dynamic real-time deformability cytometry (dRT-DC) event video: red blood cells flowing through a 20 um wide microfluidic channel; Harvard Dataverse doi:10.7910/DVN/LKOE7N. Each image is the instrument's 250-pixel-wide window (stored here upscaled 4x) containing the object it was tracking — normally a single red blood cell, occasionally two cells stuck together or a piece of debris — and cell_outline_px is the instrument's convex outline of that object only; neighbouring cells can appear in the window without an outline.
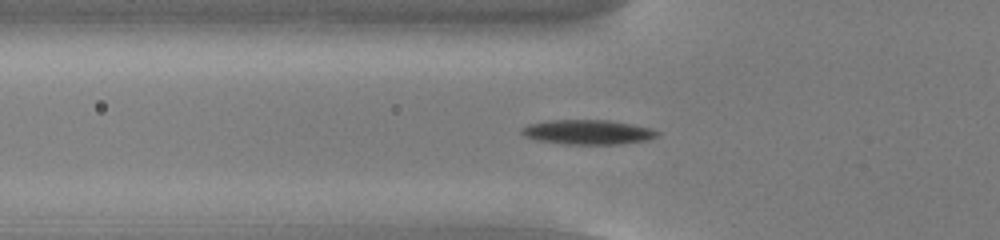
{"species": "common noctule bat (a hibernating species)", "species_latin": "Nyctalus noctula", "temperature_condition": "cold", "stored_images_in_passage": 54, "camera_frame_rate_fps": 3000, "um_per_image_px": 0.085, "animal": {"sex": "male", "body_mass_g": 13.0, "forearm_length_mm": 53.1}, "frame": {"image": 1, "passage_image": 19, "time_ms": 6.0, "image_size_px": [1000, 240], "cell_outline_px": [[660, 132], [656, 136], [644, 140], [620, 144], [568, 144], [536, 140], [524, 136], [520, 132], [520, 128], [528, 124], [548, 120], [608, 120], [632, 124], [652, 128]], "centroid_in_image_um": [49.92, 11.22], "position_along_channel_um": 75.9, "area_um2": 19.42}}
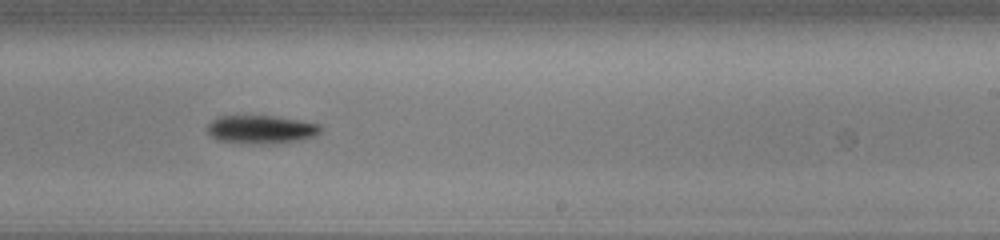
{"frame": {"image": 2, "passage_image": 34, "time_ms": 11.0, "image_size_px": [1000, 240], "cell_outline_px": [[324, 128], [316, 136], [304, 140], [276, 144], [252, 144], [216, 140], [208, 132], [208, 124], [212, 120], [220, 116], [276, 116], [300, 120], [320, 124]], "centroid_in_image_um": [22.27, 11.02], "position_along_channel_um": 266.7, "area_um2": 19.07}}
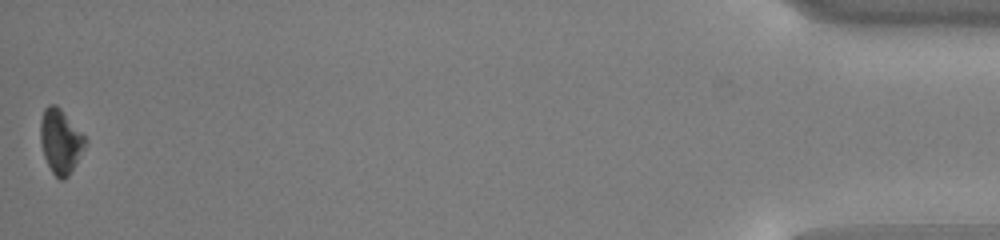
{"frame": {"image": 3, "passage_image": 54, "time_ms": 17.667, "image_size_px": [1000, 240], "cell_outline_px": [[88, 144], [68, 176], [64, 180], [60, 180], [52, 172], [44, 156], [40, 140], [40, 120], [44, 108], [48, 104], [56, 104], [84, 132], [88, 140]], "centroid_in_image_um": [5.18, 11.97], "position_along_channel_um": 430.0, "area_um2": 17.22}, "authors_computed_cell_mechanics": {"area_um2": 18.0625, "velocity_mm_per_s": 3.8256, "shape_relaxation_time_tau1_ms": 4.9043, "shape_relaxation_time_tau2_ms": null, "deformation_change_tau1": 0.1825, "deformation_change_tau2": null}}